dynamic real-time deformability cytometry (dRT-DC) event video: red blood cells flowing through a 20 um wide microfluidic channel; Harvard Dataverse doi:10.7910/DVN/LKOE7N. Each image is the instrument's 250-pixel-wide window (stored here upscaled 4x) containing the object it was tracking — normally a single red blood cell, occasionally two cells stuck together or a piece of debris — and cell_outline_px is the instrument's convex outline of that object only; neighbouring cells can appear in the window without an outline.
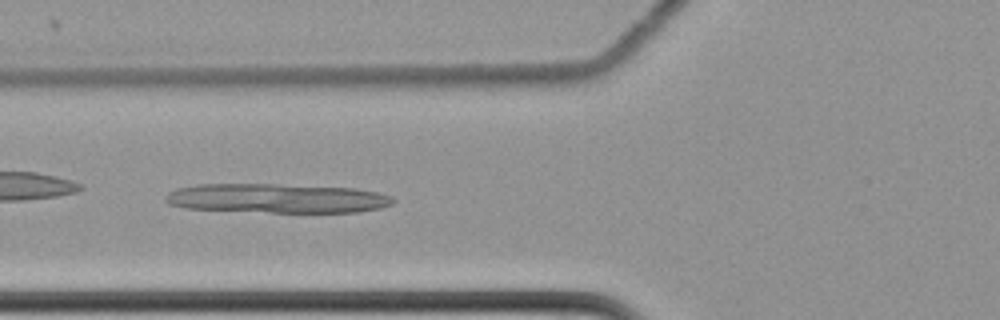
{"species": "common noctule bat (a hibernating species)", "species_latin": "Nyctalus noctula", "temperature_condition": "cold", "stored_images_in_passage": 43, "camera_frame_rate_fps": 3000, "um_per_image_px": 0.085, "animal": {"sex": "female", "body_mass_g": 22.7, "forearm_length_mm": 54.2}, "frame": {"image": 1, "passage_image": 10, "time_ms": 3.0, "image_size_px": [1000, 320], "cell_outline_px": [[396, 200], [392, 204], [380, 208], [356, 212], [272, 212], [184, 208], [168, 204], [164, 200], [168, 192], [180, 188], [196, 184], [276, 184], [356, 188], [376, 192], [392, 196]], "centroid_in_image_um": [23.55, 16.85], "position_along_channel_um": 102.2, "area_um2": 38.84}}
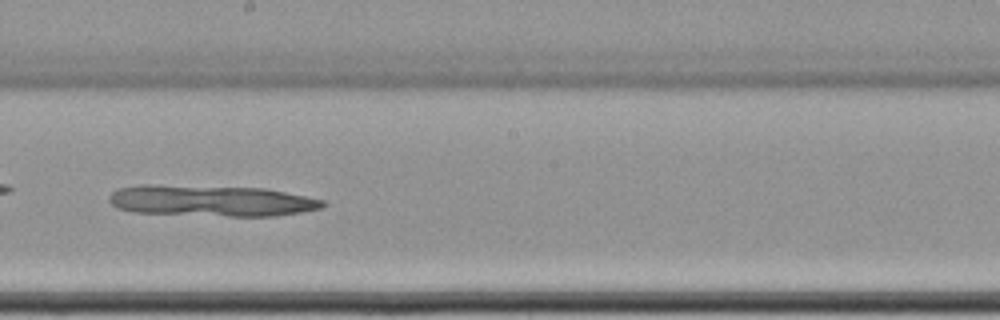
{"frame": {"image": 2, "passage_image": 21, "time_ms": 6.667, "image_size_px": [1000, 320], "cell_outline_px": [[328, 204], [324, 208], [276, 216], [228, 216], [132, 212], [116, 208], [108, 200], [108, 196], [116, 188], [140, 184], [148, 184], [264, 188], [324, 200]], "centroid_in_image_um": [17.91, 17.06], "position_along_channel_um": 230.3, "area_um2": 39.07}}
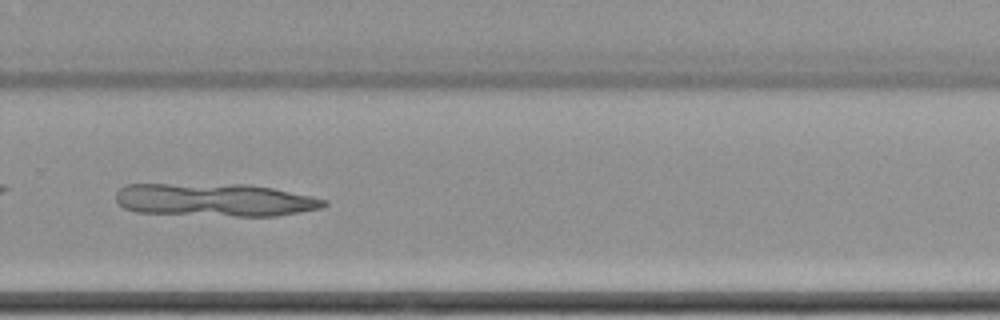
{"frame": {"image": 3, "passage_image": 28, "time_ms": 9.0, "image_size_px": [1000, 320], "cell_outline_px": [[328, 204], [320, 208], [300, 212], [276, 216], [236, 216], [136, 212], [124, 208], [116, 200], [116, 192], [120, 188], [128, 184], [248, 184], [272, 188], [312, 196], [328, 200]], "centroid_in_image_um": [18.28, 16.99], "position_along_channel_um": 311.5, "area_um2": 40.0}}